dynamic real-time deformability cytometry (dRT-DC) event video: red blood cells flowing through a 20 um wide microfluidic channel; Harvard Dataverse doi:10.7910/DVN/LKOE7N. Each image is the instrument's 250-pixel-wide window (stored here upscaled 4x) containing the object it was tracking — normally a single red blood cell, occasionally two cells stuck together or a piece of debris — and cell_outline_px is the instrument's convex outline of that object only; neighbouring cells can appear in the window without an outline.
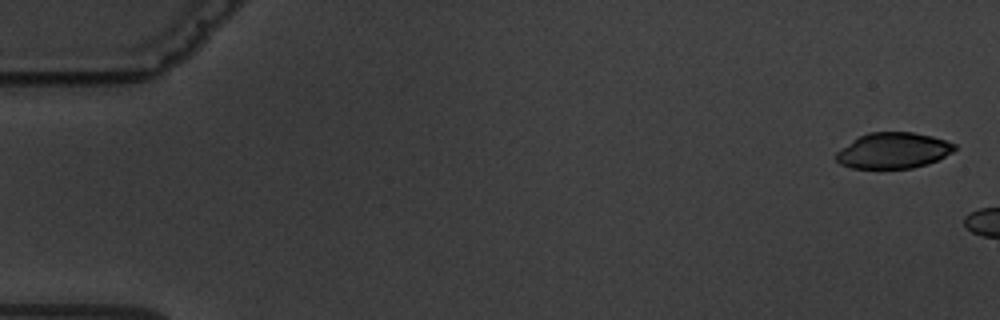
{"species": "common noctule bat (a hibernating species)", "species_latin": "Nyctalus noctula", "temperature_condition": "warm", "stored_images_in_passage": 2, "camera_frame_rate_fps": 3000, "um_per_image_px": 0.085, "animal": {"sex": "male", "body_mass_g": 19.5, "forearm_length_mm": 54.6}, "frame": {"image": 1, "passage_image": 1, "time_ms": 0.0, "image_size_px": [1000, 320], "cell_outline_px": [[956, 148], [952, 152], [928, 164], [912, 168], [852, 168], [840, 164], [836, 160], [836, 152], [840, 148], [860, 136], [868, 132], [912, 132], [932, 136], [956, 144]], "centroid_in_image_um": [75.91, 12.79], "position_along_channel_um": 9.1, "area_um2": 24.62}}